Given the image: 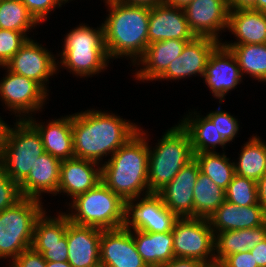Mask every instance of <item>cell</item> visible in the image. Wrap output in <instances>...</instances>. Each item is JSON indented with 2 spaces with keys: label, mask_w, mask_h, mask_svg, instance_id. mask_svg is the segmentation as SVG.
Wrapping results in <instances>:
<instances>
[{
  "label": "cell",
  "mask_w": 266,
  "mask_h": 267,
  "mask_svg": "<svg viewBox=\"0 0 266 267\" xmlns=\"http://www.w3.org/2000/svg\"><path fill=\"white\" fill-rule=\"evenodd\" d=\"M139 128L120 116L93 108L72 114L74 157L102 164L104 156H112Z\"/></svg>",
  "instance_id": "cell-1"
},
{
  "label": "cell",
  "mask_w": 266,
  "mask_h": 267,
  "mask_svg": "<svg viewBox=\"0 0 266 267\" xmlns=\"http://www.w3.org/2000/svg\"><path fill=\"white\" fill-rule=\"evenodd\" d=\"M142 130L101 164V181L124 201L150 194L149 143Z\"/></svg>",
  "instance_id": "cell-2"
},
{
  "label": "cell",
  "mask_w": 266,
  "mask_h": 267,
  "mask_svg": "<svg viewBox=\"0 0 266 267\" xmlns=\"http://www.w3.org/2000/svg\"><path fill=\"white\" fill-rule=\"evenodd\" d=\"M108 17L104 21L105 47L110 59L131 58L132 65L144 55L148 43L150 7L104 0Z\"/></svg>",
  "instance_id": "cell-3"
},
{
  "label": "cell",
  "mask_w": 266,
  "mask_h": 267,
  "mask_svg": "<svg viewBox=\"0 0 266 267\" xmlns=\"http://www.w3.org/2000/svg\"><path fill=\"white\" fill-rule=\"evenodd\" d=\"M65 36L63 49L57 56H60L57 63L61 64H57V69L64 66V69L81 78L92 77L107 69L110 60L105 47L103 24L94 29L81 23Z\"/></svg>",
  "instance_id": "cell-4"
},
{
  "label": "cell",
  "mask_w": 266,
  "mask_h": 267,
  "mask_svg": "<svg viewBox=\"0 0 266 267\" xmlns=\"http://www.w3.org/2000/svg\"><path fill=\"white\" fill-rule=\"evenodd\" d=\"M44 152L40 133L27 119L16 118L13 128L3 121L0 131V167L13 181L20 184Z\"/></svg>",
  "instance_id": "cell-5"
},
{
  "label": "cell",
  "mask_w": 266,
  "mask_h": 267,
  "mask_svg": "<svg viewBox=\"0 0 266 267\" xmlns=\"http://www.w3.org/2000/svg\"><path fill=\"white\" fill-rule=\"evenodd\" d=\"M155 147L149 145L148 185L158 193L194 158L187 131L178 123L165 131Z\"/></svg>",
  "instance_id": "cell-6"
},
{
  "label": "cell",
  "mask_w": 266,
  "mask_h": 267,
  "mask_svg": "<svg viewBox=\"0 0 266 267\" xmlns=\"http://www.w3.org/2000/svg\"><path fill=\"white\" fill-rule=\"evenodd\" d=\"M72 200L69 202L71 213L66 214L70 222L101 230L122 228L124 200L102 181Z\"/></svg>",
  "instance_id": "cell-7"
},
{
  "label": "cell",
  "mask_w": 266,
  "mask_h": 267,
  "mask_svg": "<svg viewBox=\"0 0 266 267\" xmlns=\"http://www.w3.org/2000/svg\"><path fill=\"white\" fill-rule=\"evenodd\" d=\"M42 204L40 200L23 197L0 212V259L12 262L31 248L35 222L45 211Z\"/></svg>",
  "instance_id": "cell-8"
},
{
  "label": "cell",
  "mask_w": 266,
  "mask_h": 267,
  "mask_svg": "<svg viewBox=\"0 0 266 267\" xmlns=\"http://www.w3.org/2000/svg\"><path fill=\"white\" fill-rule=\"evenodd\" d=\"M173 252L178 258L216 265L215 234L205 218L179 217L172 230Z\"/></svg>",
  "instance_id": "cell-9"
},
{
  "label": "cell",
  "mask_w": 266,
  "mask_h": 267,
  "mask_svg": "<svg viewBox=\"0 0 266 267\" xmlns=\"http://www.w3.org/2000/svg\"><path fill=\"white\" fill-rule=\"evenodd\" d=\"M140 198V200H139ZM179 217L168 209L157 193L124 201L122 228L165 233L173 230Z\"/></svg>",
  "instance_id": "cell-10"
},
{
  "label": "cell",
  "mask_w": 266,
  "mask_h": 267,
  "mask_svg": "<svg viewBox=\"0 0 266 267\" xmlns=\"http://www.w3.org/2000/svg\"><path fill=\"white\" fill-rule=\"evenodd\" d=\"M2 68L7 70V75L0 80V97L6 109L19 117V120L32 117L35 111L39 112L45 106L48 92L34 80L17 75L5 66Z\"/></svg>",
  "instance_id": "cell-11"
},
{
  "label": "cell",
  "mask_w": 266,
  "mask_h": 267,
  "mask_svg": "<svg viewBox=\"0 0 266 267\" xmlns=\"http://www.w3.org/2000/svg\"><path fill=\"white\" fill-rule=\"evenodd\" d=\"M41 45L30 37L5 67L17 75L34 80L49 92L46 85L50 76L58 73V63L56 56Z\"/></svg>",
  "instance_id": "cell-12"
},
{
  "label": "cell",
  "mask_w": 266,
  "mask_h": 267,
  "mask_svg": "<svg viewBox=\"0 0 266 267\" xmlns=\"http://www.w3.org/2000/svg\"><path fill=\"white\" fill-rule=\"evenodd\" d=\"M46 214L45 210L35 222L31 248L41 253L46 261H67L68 244L65 233L69 217L66 212H59L57 217Z\"/></svg>",
  "instance_id": "cell-13"
},
{
  "label": "cell",
  "mask_w": 266,
  "mask_h": 267,
  "mask_svg": "<svg viewBox=\"0 0 266 267\" xmlns=\"http://www.w3.org/2000/svg\"><path fill=\"white\" fill-rule=\"evenodd\" d=\"M229 11L228 0H193L184 8L189 28L196 37L220 43L218 34L227 31Z\"/></svg>",
  "instance_id": "cell-14"
},
{
  "label": "cell",
  "mask_w": 266,
  "mask_h": 267,
  "mask_svg": "<svg viewBox=\"0 0 266 267\" xmlns=\"http://www.w3.org/2000/svg\"><path fill=\"white\" fill-rule=\"evenodd\" d=\"M203 79L220 104L228 92L242 82L243 77L236 58L221 43L210 54Z\"/></svg>",
  "instance_id": "cell-15"
},
{
  "label": "cell",
  "mask_w": 266,
  "mask_h": 267,
  "mask_svg": "<svg viewBox=\"0 0 266 267\" xmlns=\"http://www.w3.org/2000/svg\"><path fill=\"white\" fill-rule=\"evenodd\" d=\"M220 42L208 37H195L189 41L181 55L174 59L157 80H180L199 75L203 77L208 58Z\"/></svg>",
  "instance_id": "cell-16"
},
{
  "label": "cell",
  "mask_w": 266,
  "mask_h": 267,
  "mask_svg": "<svg viewBox=\"0 0 266 267\" xmlns=\"http://www.w3.org/2000/svg\"><path fill=\"white\" fill-rule=\"evenodd\" d=\"M101 267H148L137 252L130 230H102L100 239Z\"/></svg>",
  "instance_id": "cell-17"
},
{
  "label": "cell",
  "mask_w": 266,
  "mask_h": 267,
  "mask_svg": "<svg viewBox=\"0 0 266 267\" xmlns=\"http://www.w3.org/2000/svg\"><path fill=\"white\" fill-rule=\"evenodd\" d=\"M199 172V165L193 158L157 193L178 217H193V188Z\"/></svg>",
  "instance_id": "cell-18"
},
{
  "label": "cell",
  "mask_w": 266,
  "mask_h": 267,
  "mask_svg": "<svg viewBox=\"0 0 266 267\" xmlns=\"http://www.w3.org/2000/svg\"><path fill=\"white\" fill-rule=\"evenodd\" d=\"M184 9L166 4L150 7L148 43L162 40H193Z\"/></svg>",
  "instance_id": "cell-19"
},
{
  "label": "cell",
  "mask_w": 266,
  "mask_h": 267,
  "mask_svg": "<svg viewBox=\"0 0 266 267\" xmlns=\"http://www.w3.org/2000/svg\"><path fill=\"white\" fill-rule=\"evenodd\" d=\"M102 230L67 223L68 259L72 267H101L100 239Z\"/></svg>",
  "instance_id": "cell-20"
},
{
  "label": "cell",
  "mask_w": 266,
  "mask_h": 267,
  "mask_svg": "<svg viewBox=\"0 0 266 267\" xmlns=\"http://www.w3.org/2000/svg\"><path fill=\"white\" fill-rule=\"evenodd\" d=\"M97 167V168H96ZM101 181V164L80 158L63 160L57 194L66 193L70 199L83 194ZM60 192V193H59Z\"/></svg>",
  "instance_id": "cell-21"
},
{
  "label": "cell",
  "mask_w": 266,
  "mask_h": 267,
  "mask_svg": "<svg viewBox=\"0 0 266 267\" xmlns=\"http://www.w3.org/2000/svg\"><path fill=\"white\" fill-rule=\"evenodd\" d=\"M61 162L47 152L42 153L31 167L28 176L19 184L22 197L42 201L43 193L56 196Z\"/></svg>",
  "instance_id": "cell-22"
},
{
  "label": "cell",
  "mask_w": 266,
  "mask_h": 267,
  "mask_svg": "<svg viewBox=\"0 0 266 267\" xmlns=\"http://www.w3.org/2000/svg\"><path fill=\"white\" fill-rule=\"evenodd\" d=\"M189 41L192 40L169 39L149 44L144 55L135 64L143 68L135 69L137 72L134 78L143 82L156 80L181 55Z\"/></svg>",
  "instance_id": "cell-23"
},
{
  "label": "cell",
  "mask_w": 266,
  "mask_h": 267,
  "mask_svg": "<svg viewBox=\"0 0 266 267\" xmlns=\"http://www.w3.org/2000/svg\"><path fill=\"white\" fill-rule=\"evenodd\" d=\"M208 220L216 234L264 225L266 213L260 204L241 207L225 200Z\"/></svg>",
  "instance_id": "cell-24"
},
{
  "label": "cell",
  "mask_w": 266,
  "mask_h": 267,
  "mask_svg": "<svg viewBox=\"0 0 266 267\" xmlns=\"http://www.w3.org/2000/svg\"><path fill=\"white\" fill-rule=\"evenodd\" d=\"M27 120L40 133L45 152L61 161L74 158L72 115H64L46 125L36 122L33 117Z\"/></svg>",
  "instance_id": "cell-25"
},
{
  "label": "cell",
  "mask_w": 266,
  "mask_h": 267,
  "mask_svg": "<svg viewBox=\"0 0 266 267\" xmlns=\"http://www.w3.org/2000/svg\"><path fill=\"white\" fill-rule=\"evenodd\" d=\"M227 29L237 39L233 43L221 44H266V12L254 9L230 10Z\"/></svg>",
  "instance_id": "cell-26"
},
{
  "label": "cell",
  "mask_w": 266,
  "mask_h": 267,
  "mask_svg": "<svg viewBox=\"0 0 266 267\" xmlns=\"http://www.w3.org/2000/svg\"><path fill=\"white\" fill-rule=\"evenodd\" d=\"M130 231L137 252L148 267H160L175 258L172 231L165 233Z\"/></svg>",
  "instance_id": "cell-27"
},
{
  "label": "cell",
  "mask_w": 266,
  "mask_h": 267,
  "mask_svg": "<svg viewBox=\"0 0 266 267\" xmlns=\"http://www.w3.org/2000/svg\"><path fill=\"white\" fill-rule=\"evenodd\" d=\"M266 238L264 225L241 230H229L215 234V259L219 265L227 256L250 251Z\"/></svg>",
  "instance_id": "cell-28"
},
{
  "label": "cell",
  "mask_w": 266,
  "mask_h": 267,
  "mask_svg": "<svg viewBox=\"0 0 266 267\" xmlns=\"http://www.w3.org/2000/svg\"><path fill=\"white\" fill-rule=\"evenodd\" d=\"M196 112H189V115L179 122L190 137L193 154L215 152L217 145L224 149L227 143L218 133L216 126L207 116H200V113Z\"/></svg>",
  "instance_id": "cell-29"
},
{
  "label": "cell",
  "mask_w": 266,
  "mask_h": 267,
  "mask_svg": "<svg viewBox=\"0 0 266 267\" xmlns=\"http://www.w3.org/2000/svg\"><path fill=\"white\" fill-rule=\"evenodd\" d=\"M253 135L243 144L238 162L234 163L235 174L258 181L266 173V142Z\"/></svg>",
  "instance_id": "cell-30"
},
{
  "label": "cell",
  "mask_w": 266,
  "mask_h": 267,
  "mask_svg": "<svg viewBox=\"0 0 266 267\" xmlns=\"http://www.w3.org/2000/svg\"><path fill=\"white\" fill-rule=\"evenodd\" d=\"M237 60L242 77L247 74L266 83V44H222Z\"/></svg>",
  "instance_id": "cell-31"
},
{
  "label": "cell",
  "mask_w": 266,
  "mask_h": 267,
  "mask_svg": "<svg viewBox=\"0 0 266 267\" xmlns=\"http://www.w3.org/2000/svg\"><path fill=\"white\" fill-rule=\"evenodd\" d=\"M225 201V190L199 172L193 188V217L208 219Z\"/></svg>",
  "instance_id": "cell-32"
},
{
  "label": "cell",
  "mask_w": 266,
  "mask_h": 267,
  "mask_svg": "<svg viewBox=\"0 0 266 267\" xmlns=\"http://www.w3.org/2000/svg\"><path fill=\"white\" fill-rule=\"evenodd\" d=\"M200 172L207 175L215 184L226 190L235 175L234 162L225 153L203 152L194 154Z\"/></svg>",
  "instance_id": "cell-33"
},
{
  "label": "cell",
  "mask_w": 266,
  "mask_h": 267,
  "mask_svg": "<svg viewBox=\"0 0 266 267\" xmlns=\"http://www.w3.org/2000/svg\"><path fill=\"white\" fill-rule=\"evenodd\" d=\"M37 25L39 23L21 0H0L1 29L22 32L28 37V32Z\"/></svg>",
  "instance_id": "cell-34"
},
{
  "label": "cell",
  "mask_w": 266,
  "mask_h": 267,
  "mask_svg": "<svg viewBox=\"0 0 266 267\" xmlns=\"http://www.w3.org/2000/svg\"><path fill=\"white\" fill-rule=\"evenodd\" d=\"M225 200L241 207L259 204L257 182L235 174L225 190Z\"/></svg>",
  "instance_id": "cell-35"
},
{
  "label": "cell",
  "mask_w": 266,
  "mask_h": 267,
  "mask_svg": "<svg viewBox=\"0 0 266 267\" xmlns=\"http://www.w3.org/2000/svg\"><path fill=\"white\" fill-rule=\"evenodd\" d=\"M28 39L22 32L0 28V67L5 66Z\"/></svg>",
  "instance_id": "cell-36"
},
{
  "label": "cell",
  "mask_w": 266,
  "mask_h": 267,
  "mask_svg": "<svg viewBox=\"0 0 266 267\" xmlns=\"http://www.w3.org/2000/svg\"><path fill=\"white\" fill-rule=\"evenodd\" d=\"M206 116L216 126L218 133L227 144L233 142L232 140L237 136L240 127L235 117L226 111H222L219 107Z\"/></svg>",
  "instance_id": "cell-37"
},
{
  "label": "cell",
  "mask_w": 266,
  "mask_h": 267,
  "mask_svg": "<svg viewBox=\"0 0 266 267\" xmlns=\"http://www.w3.org/2000/svg\"><path fill=\"white\" fill-rule=\"evenodd\" d=\"M22 198L19 184L0 167V212L15 205Z\"/></svg>",
  "instance_id": "cell-38"
},
{
  "label": "cell",
  "mask_w": 266,
  "mask_h": 267,
  "mask_svg": "<svg viewBox=\"0 0 266 267\" xmlns=\"http://www.w3.org/2000/svg\"><path fill=\"white\" fill-rule=\"evenodd\" d=\"M22 3L27 7L30 14L35 18V20L40 24L43 23L50 12L56 7H62V0H21Z\"/></svg>",
  "instance_id": "cell-39"
},
{
  "label": "cell",
  "mask_w": 266,
  "mask_h": 267,
  "mask_svg": "<svg viewBox=\"0 0 266 267\" xmlns=\"http://www.w3.org/2000/svg\"><path fill=\"white\" fill-rule=\"evenodd\" d=\"M10 267H46V260L41 253L29 248L22 251L12 262Z\"/></svg>",
  "instance_id": "cell-40"
},
{
  "label": "cell",
  "mask_w": 266,
  "mask_h": 267,
  "mask_svg": "<svg viewBox=\"0 0 266 267\" xmlns=\"http://www.w3.org/2000/svg\"><path fill=\"white\" fill-rule=\"evenodd\" d=\"M220 267H258L251 251L239 252L227 256Z\"/></svg>",
  "instance_id": "cell-41"
},
{
  "label": "cell",
  "mask_w": 266,
  "mask_h": 267,
  "mask_svg": "<svg viewBox=\"0 0 266 267\" xmlns=\"http://www.w3.org/2000/svg\"><path fill=\"white\" fill-rule=\"evenodd\" d=\"M209 265L195 259L175 257L160 267H208Z\"/></svg>",
  "instance_id": "cell-42"
},
{
  "label": "cell",
  "mask_w": 266,
  "mask_h": 267,
  "mask_svg": "<svg viewBox=\"0 0 266 267\" xmlns=\"http://www.w3.org/2000/svg\"><path fill=\"white\" fill-rule=\"evenodd\" d=\"M250 251L258 267H266V238L255 245Z\"/></svg>",
  "instance_id": "cell-43"
},
{
  "label": "cell",
  "mask_w": 266,
  "mask_h": 267,
  "mask_svg": "<svg viewBox=\"0 0 266 267\" xmlns=\"http://www.w3.org/2000/svg\"><path fill=\"white\" fill-rule=\"evenodd\" d=\"M258 201L266 213V173L257 181Z\"/></svg>",
  "instance_id": "cell-44"
},
{
  "label": "cell",
  "mask_w": 266,
  "mask_h": 267,
  "mask_svg": "<svg viewBox=\"0 0 266 267\" xmlns=\"http://www.w3.org/2000/svg\"><path fill=\"white\" fill-rule=\"evenodd\" d=\"M256 4V0H228L230 10L251 9Z\"/></svg>",
  "instance_id": "cell-45"
},
{
  "label": "cell",
  "mask_w": 266,
  "mask_h": 267,
  "mask_svg": "<svg viewBox=\"0 0 266 267\" xmlns=\"http://www.w3.org/2000/svg\"><path fill=\"white\" fill-rule=\"evenodd\" d=\"M117 1L130 5H143L148 7H154L156 5L163 4L164 0H117Z\"/></svg>",
  "instance_id": "cell-46"
},
{
  "label": "cell",
  "mask_w": 266,
  "mask_h": 267,
  "mask_svg": "<svg viewBox=\"0 0 266 267\" xmlns=\"http://www.w3.org/2000/svg\"><path fill=\"white\" fill-rule=\"evenodd\" d=\"M193 0H164L163 3L169 6L184 9Z\"/></svg>",
  "instance_id": "cell-47"
},
{
  "label": "cell",
  "mask_w": 266,
  "mask_h": 267,
  "mask_svg": "<svg viewBox=\"0 0 266 267\" xmlns=\"http://www.w3.org/2000/svg\"><path fill=\"white\" fill-rule=\"evenodd\" d=\"M46 267H72L68 261H46Z\"/></svg>",
  "instance_id": "cell-48"
},
{
  "label": "cell",
  "mask_w": 266,
  "mask_h": 267,
  "mask_svg": "<svg viewBox=\"0 0 266 267\" xmlns=\"http://www.w3.org/2000/svg\"><path fill=\"white\" fill-rule=\"evenodd\" d=\"M251 9L266 12V0H256V4Z\"/></svg>",
  "instance_id": "cell-49"
},
{
  "label": "cell",
  "mask_w": 266,
  "mask_h": 267,
  "mask_svg": "<svg viewBox=\"0 0 266 267\" xmlns=\"http://www.w3.org/2000/svg\"><path fill=\"white\" fill-rule=\"evenodd\" d=\"M2 124H3V120H2V118H1V116H0V131H1V126H2Z\"/></svg>",
  "instance_id": "cell-50"
},
{
  "label": "cell",
  "mask_w": 266,
  "mask_h": 267,
  "mask_svg": "<svg viewBox=\"0 0 266 267\" xmlns=\"http://www.w3.org/2000/svg\"><path fill=\"white\" fill-rule=\"evenodd\" d=\"M62 1H63L64 4H65V3H67V2L69 3L70 0H62ZM71 1H72V0H71Z\"/></svg>",
  "instance_id": "cell-51"
},
{
  "label": "cell",
  "mask_w": 266,
  "mask_h": 267,
  "mask_svg": "<svg viewBox=\"0 0 266 267\" xmlns=\"http://www.w3.org/2000/svg\"><path fill=\"white\" fill-rule=\"evenodd\" d=\"M208 267H220L219 265H212V266H208Z\"/></svg>",
  "instance_id": "cell-52"
}]
</instances>
